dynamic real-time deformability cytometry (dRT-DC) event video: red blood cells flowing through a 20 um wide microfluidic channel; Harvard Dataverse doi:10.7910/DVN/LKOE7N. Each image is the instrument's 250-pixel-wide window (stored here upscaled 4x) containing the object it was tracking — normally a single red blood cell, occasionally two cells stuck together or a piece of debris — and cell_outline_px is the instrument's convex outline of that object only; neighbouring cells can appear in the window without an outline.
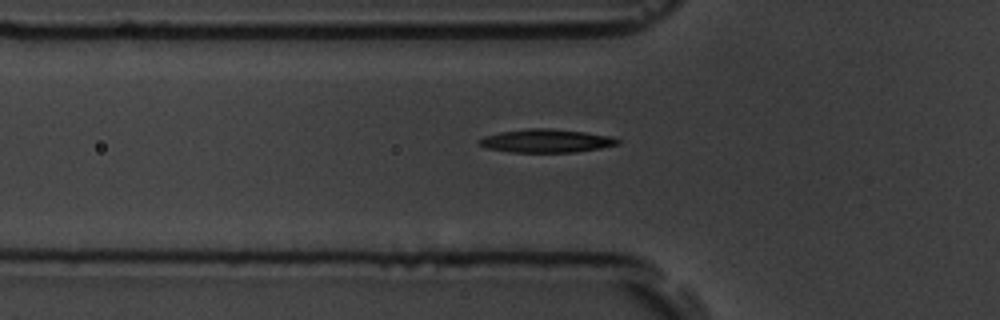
{"species": "common noctule bat (a hibernating species)", "species_latin": "Nyctalus noctula", "temperature_condition": "room temperature", "stored_images_in_passage": 4, "camera_frame_rate_fps": 3000, "um_per_image_px": 0.085, "animal": {"sex": "male", "body_mass_g": 19.5, "forearm_length_mm": 54.6}, "frame": {"image": 1, "passage_image": 3, "time_ms": 3.0, "image_size_px": [1000, 320], "cell_outline_px": [[620, 144], [600, 148], [576, 152], [512, 152], [488, 148], [480, 144], [476, 140], [484, 136], [500, 132], [528, 128], [548, 128], [584, 132], [608, 136], [620, 140]], "centroid_in_image_um": [46.42, 11.97], "position_along_channel_um": 79.4, "area_um2": 18.67}}
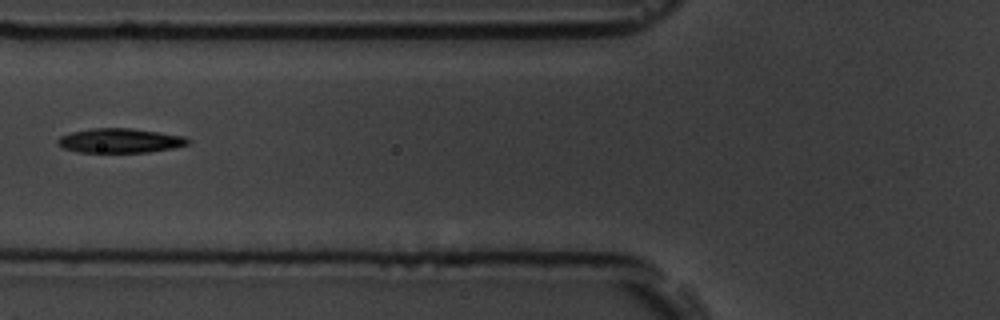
{"frame": {"image": 2, "passage_image": 4, "time_ms": 4.0, "image_size_px": [1000, 320], "cell_outline_px": [[188, 144], [172, 148], [148, 152], [80, 152], [64, 148], [56, 140], [60, 136], [72, 132], [92, 128], [132, 128], [184, 136], [188, 140]], "centroid_in_image_um": [10.19, 11.95], "position_along_channel_um": 115.6, "area_um2": 18.26}}